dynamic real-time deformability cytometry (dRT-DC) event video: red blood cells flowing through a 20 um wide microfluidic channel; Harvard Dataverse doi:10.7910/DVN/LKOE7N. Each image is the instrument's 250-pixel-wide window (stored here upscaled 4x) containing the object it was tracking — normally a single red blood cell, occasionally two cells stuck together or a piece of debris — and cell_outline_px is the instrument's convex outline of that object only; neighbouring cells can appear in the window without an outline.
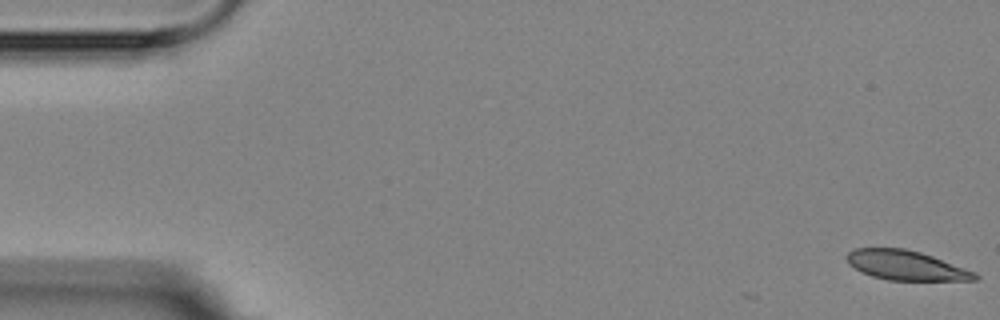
{"species": "Egyptian fruit bat (a non-hibernating species)", "species_latin": "Rousettus aegyptiacus", "temperature_condition": "room temperature", "stored_images_in_passage": 3, "camera_frame_rate_fps": 3000, "um_per_image_px": 0.085, "animal": {"sex": "female"}, "frame": {"image": 1, "passage_image": 1, "time_ms": 0.0, "image_size_px": [1000, 320], "cell_outline_px": [[980, 276], [976, 280], [888, 280], [872, 276], [848, 264], [848, 252], [856, 248], [904, 248], [920, 252], [932, 256], [976, 272]], "centroid_in_image_um": [77.04, 22.55], "position_along_channel_um": 8.0, "area_um2": 21.79}}